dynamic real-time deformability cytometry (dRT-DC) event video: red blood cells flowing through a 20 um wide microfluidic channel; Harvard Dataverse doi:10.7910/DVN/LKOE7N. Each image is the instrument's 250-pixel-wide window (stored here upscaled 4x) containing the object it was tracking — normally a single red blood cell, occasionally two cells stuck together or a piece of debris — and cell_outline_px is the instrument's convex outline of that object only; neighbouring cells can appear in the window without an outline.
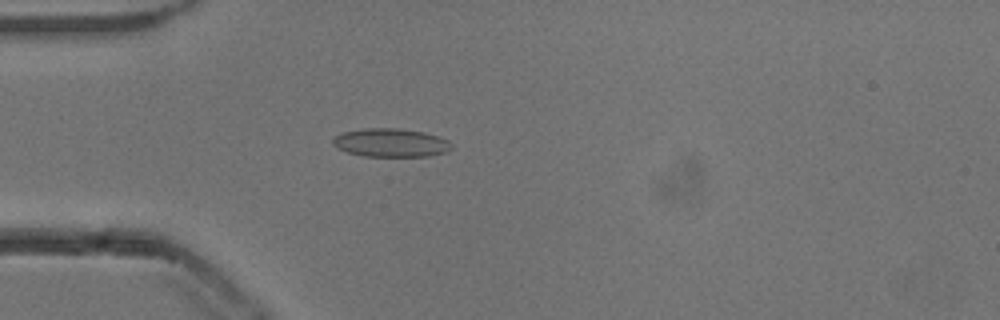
{"species": "common noctule bat (a hibernating species)", "species_latin": "Nyctalus noctula", "temperature_condition": "cold", "stored_images_in_passage": 53, "camera_frame_rate_fps": 3000, "um_per_image_px": 0.085, "animal": {"sex": "male", "body_mass_g": 13.3}, "frame": {"image": 1, "passage_image": 15, "time_ms": 4.667, "image_size_px": [1000, 320], "cell_outline_px": [[452, 148], [448, 152], [428, 156], [364, 156], [348, 152], [336, 148], [332, 144], [332, 140], [340, 132], [364, 128], [396, 128], [424, 132], [440, 136], [448, 140], [452, 144]], "centroid_in_image_um": [33.23, 12.12], "position_along_channel_um": 51.8, "area_um2": 19.88}}
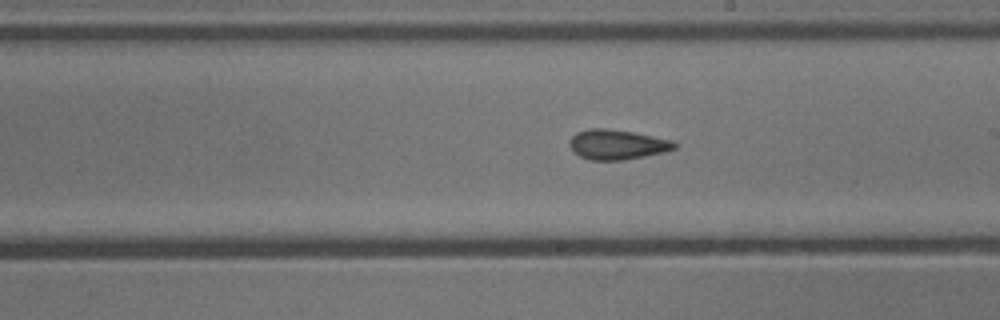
{"frame": {"image": 2, "passage_image": 30, "time_ms": 9.667, "image_size_px": [1000, 320], "cell_outline_px": [[676, 148], [664, 152], [624, 160], [592, 160], [580, 156], [572, 152], [568, 144], [568, 140], [576, 132], [588, 128], [608, 128], [632, 132], [672, 140], [676, 144]], "centroid_in_image_um": [52.4, 12.28], "position_along_channel_um": 236.6, "area_um2": 18.38}}
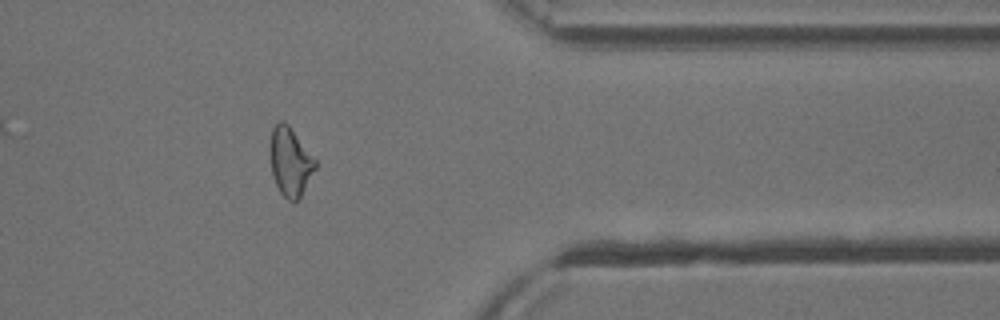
{"frame": {"image": 3, "passage_image": 43, "time_ms": 14.0, "image_size_px": [1000, 320], "cell_outline_px": [[316, 168], [300, 200], [288, 200], [280, 192], [272, 176], [268, 152], [268, 148], [272, 128], [280, 120], [284, 120], [288, 124], [316, 160]], "centroid_in_image_um": [24.64, 13.74], "position_along_channel_um": 386.8, "area_um2": 18.44}}